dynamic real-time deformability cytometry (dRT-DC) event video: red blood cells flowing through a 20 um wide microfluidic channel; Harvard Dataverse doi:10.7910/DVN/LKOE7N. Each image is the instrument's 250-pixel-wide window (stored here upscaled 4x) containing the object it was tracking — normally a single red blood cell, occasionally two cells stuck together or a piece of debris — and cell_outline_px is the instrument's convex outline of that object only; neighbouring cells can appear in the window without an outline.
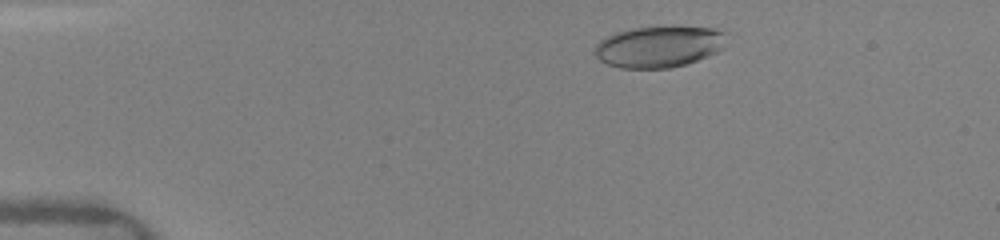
{"species": "human", "species_latin": "Homo sapiens", "temperature_condition": "warm", "stored_images_in_passage": 26, "camera_frame_rate_fps": 3000, "um_per_image_px": 0.085, "donor": {"sex": "female"}, "frame": {"image": 1, "passage_image": 5, "time_ms": 1.333, "image_size_px": [1000, 240], "cell_outline_px": [[728, 32], [724, 48], [708, 56], [684, 64], [668, 68], [620, 68], [608, 64], [600, 60], [592, 52], [596, 44], [604, 36], [616, 32], [632, 28], [712, 28]], "centroid_in_image_um": [55.99, 3.98], "position_along_channel_um": 29.0, "area_um2": 31.56}}
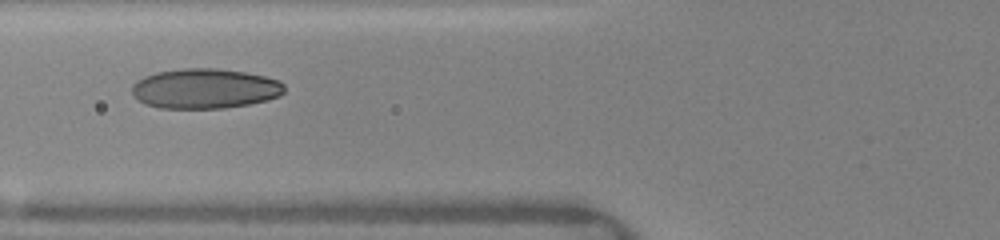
{"frame": {"image": 2, "passage_image": 17, "time_ms": 5.0, "image_size_px": [1000, 240], "cell_outline_px": [[284, 92], [280, 96], [268, 100], [248, 104], [224, 108], [160, 108], [144, 104], [132, 92], [132, 84], [136, 80], [144, 76], [156, 72], [184, 68], [216, 68], [244, 72], [264, 76], [280, 80], [284, 84]], "centroid_in_image_um": [17.43, 7.52], "position_along_channel_um": 108.4, "area_um2": 35.6}}
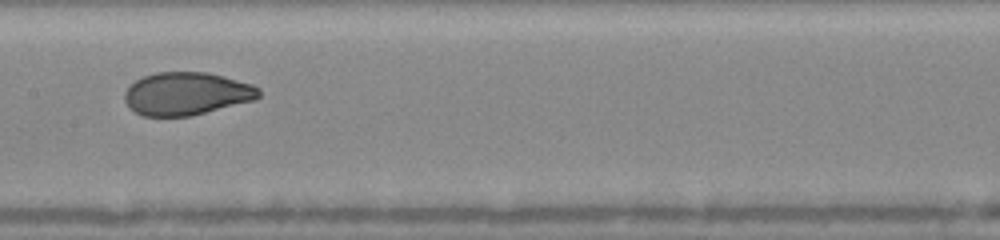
{"frame": {"image": 3, "passage_image": 23, "time_ms": 7.0, "image_size_px": [1000, 240], "cell_outline_px": [[260, 96], [256, 100], [188, 116], [144, 116], [128, 108], [124, 100], [124, 92], [136, 80], [144, 76], [156, 72], [208, 72], [224, 76], [252, 84], [260, 88]], "centroid_in_image_um": [15.86, 7.96], "position_along_channel_um": 191.5, "area_um2": 33.58}}